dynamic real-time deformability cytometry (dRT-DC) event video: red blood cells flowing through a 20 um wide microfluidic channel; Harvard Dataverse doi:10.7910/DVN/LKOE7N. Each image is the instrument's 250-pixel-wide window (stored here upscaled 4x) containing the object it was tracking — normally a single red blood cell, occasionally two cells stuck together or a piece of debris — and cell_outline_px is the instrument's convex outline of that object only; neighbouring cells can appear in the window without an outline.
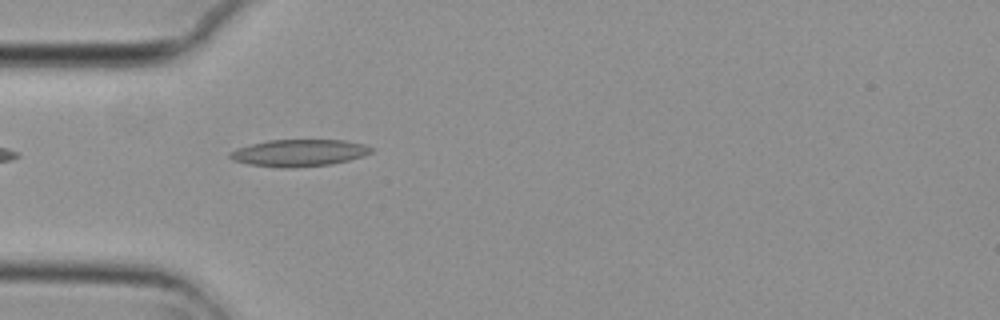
{"species": "common noctule bat (a hibernating species)", "species_latin": "Nyctalus noctula", "temperature_condition": "cold", "stored_images_in_passage": 2, "camera_frame_rate_fps": 3000, "um_per_image_px": 0.085, "animal": {"sex": "female", "body_mass_g": 29.2, "forearm_length_mm": 56.3}, "frame": {"image": 1, "passage_image": 1, "time_ms": 0.0, "image_size_px": [1000, 320], "cell_outline_px": [[376, 148], [372, 152], [364, 156], [332, 164], [292, 168], [280, 168], [248, 164], [232, 160], [228, 156], [228, 152], [236, 148], [268, 140], [344, 140], [364, 144]], "centroid_in_image_um": [25.42, 13.0], "position_along_channel_um": 59.6, "area_um2": 22.43}}
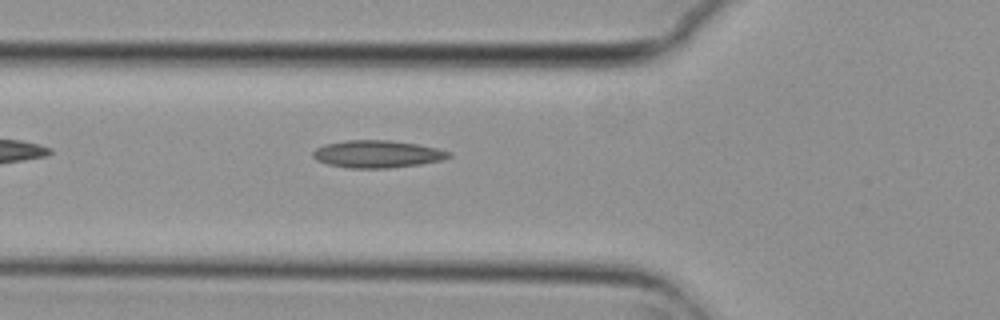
{"frame": {"image": 2, "passage_image": 2, "time_ms": 0.333, "image_size_px": [1000, 320], "cell_outline_px": [[452, 156], [440, 160], [420, 164], [388, 168], [348, 168], [328, 164], [316, 160], [312, 156], [312, 152], [316, 148], [324, 144], [348, 140], [388, 140], [416, 144], [436, 148], [452, 152]], "centroid_in_image_um": [32.04, 13.09], "position_along_channel_um": 93.8, "area_um2": 21.62}}